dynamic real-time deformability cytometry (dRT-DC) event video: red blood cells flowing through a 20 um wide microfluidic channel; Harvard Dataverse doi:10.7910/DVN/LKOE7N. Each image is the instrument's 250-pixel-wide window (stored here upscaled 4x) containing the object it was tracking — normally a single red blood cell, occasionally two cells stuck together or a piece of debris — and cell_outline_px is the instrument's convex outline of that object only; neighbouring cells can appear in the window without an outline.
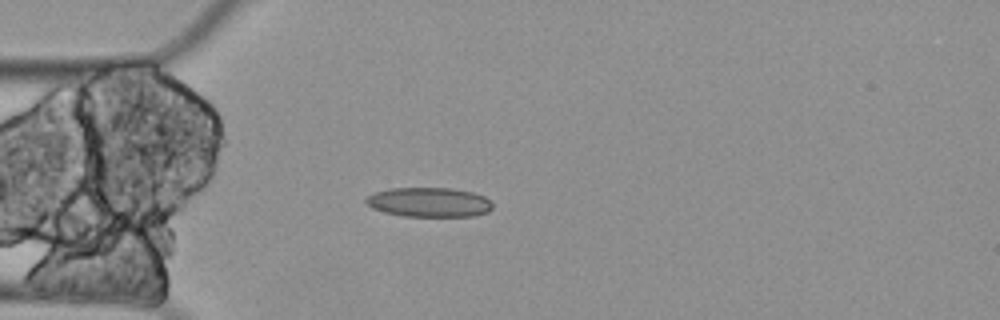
{"species": "Egyptian fruit bat (a non-hibernating species)", "species_latin": "Rousettus aegyptiacus", "temperature_condition": "cold", "stored_images_in_passage": 5, "segment_of_instrument_passage": [1, 2], "camera_frame_rate_fps": 3000, "um_per_image_px": 0.085, "animal": {"sex": "female"}, "frame": {"image": 1, "passage_image": 4, "time_ms": 1.0, "image_size_px": [1000, 320], "cell_outline_px": [[492, 208], [488, 212], [472, 216], [404, 216], [384, 212], [372, 208], [364, 200], [368, 196], [376, 192], [388, 188], [452, 188], [472, 192], [484, 196], [492, 204]], "centroid_in_image_um": [36.47, 17.18], "position_along_channel_um": 48.5, "area_um2": 21.68}}